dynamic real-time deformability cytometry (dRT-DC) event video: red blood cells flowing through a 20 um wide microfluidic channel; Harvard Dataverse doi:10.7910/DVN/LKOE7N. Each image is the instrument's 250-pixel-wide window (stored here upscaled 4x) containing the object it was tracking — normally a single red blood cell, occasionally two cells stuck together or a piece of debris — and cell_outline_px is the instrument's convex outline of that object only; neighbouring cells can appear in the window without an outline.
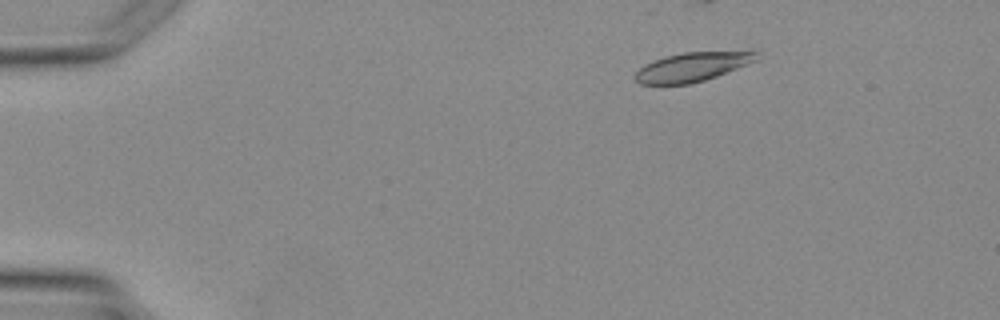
{"species": "Egyptian fruit bat (a non-hibernating species)", "species_latin": "Rousettus aegyptiacus", "temperature_condition": "warm", "stored_images_in_passage": 5, "camera_frame_rate_fps": 3000, "um_per_image_px": 0.085, "animal": {"sex": "female"}, "frame": {"image": 1, "passage_image": 2, "time_ms": 1.333, "image_size_px": [1000, 320], "cell_outline_px": [[756, 60], [716, 76], [704, 80], [688, 84], [640, 84], [632, 76], [644, 64], [652, 60], [664, 56], [684, 52], [756, 52]], "centroid_in_image_um": [58.72, 5.7], "position_along_channel_um": 26.3, "area_um2": 20.11}}
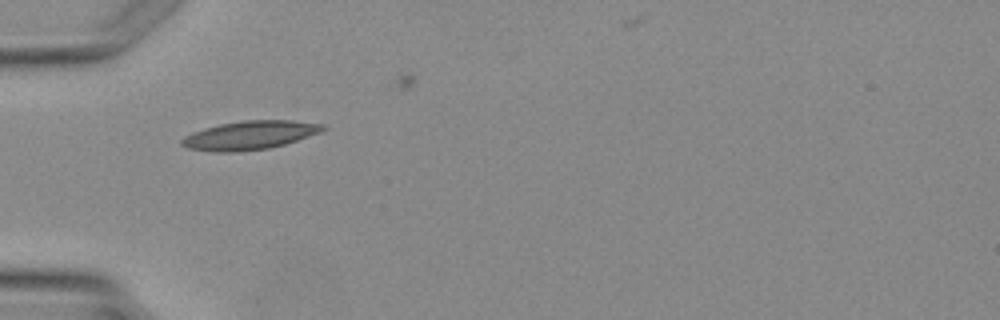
{"frame": {"image": 2, "passage_image": 4, "time_ms": 3.667, "image_size_px": [1000, 320], "cell_outline_px": [[328, 128], [320, 132], [284, 144], [268, 148], [232, 152], [216, 152], [188, 148], [180, 144], [180, 140], [184, 136], [192, 132], [204, 128], [220, 124], [240, 120], [292, 120], [324, 124]], "centroid_in_image_um": [21.21, 11.48], "position_along_channel_um": 63.8, "area_um2": 23.52}}